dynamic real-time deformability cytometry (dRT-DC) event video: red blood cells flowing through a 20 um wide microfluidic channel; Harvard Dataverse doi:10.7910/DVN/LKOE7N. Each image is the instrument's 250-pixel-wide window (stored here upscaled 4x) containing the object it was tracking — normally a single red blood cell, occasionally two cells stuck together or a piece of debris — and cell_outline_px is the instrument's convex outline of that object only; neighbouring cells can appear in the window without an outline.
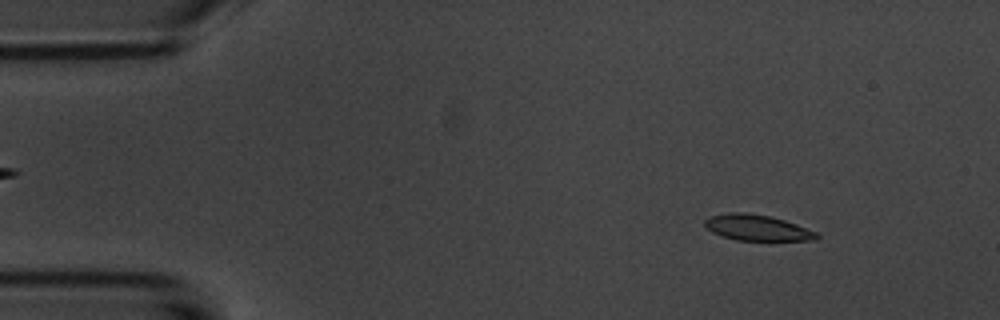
{"species": "common noctule bat (a hibernating species)", "species_latin": "Nyctalus noctula", "temperature_condition": "room temperature", "stored_images_in_passage": 54, "camera_frame_rate_fps": 3000, "um_per_image_px": 0.085, "animal": {"sex": "male", "body_mass_g": 20.1, "forearm_length_mm": 53.5}, "frame": {"image": 1, "passage_image": 6, "time_ms": 1.667, "image_size_px": [1000, 320], "cell_outline_px": [[820, 236], [816, 240], [736, 240], [720, 236], [712, 232], [704, 224], [704, 220], [708, 216], [728, 212], [744, 212], [768, 216], [784, 220], [796, 224], [816, 232]], "centroid_in_image_um": [64.31, 19.35], "position_along_channel_um": 20.7, "area_um2": 16.82}}
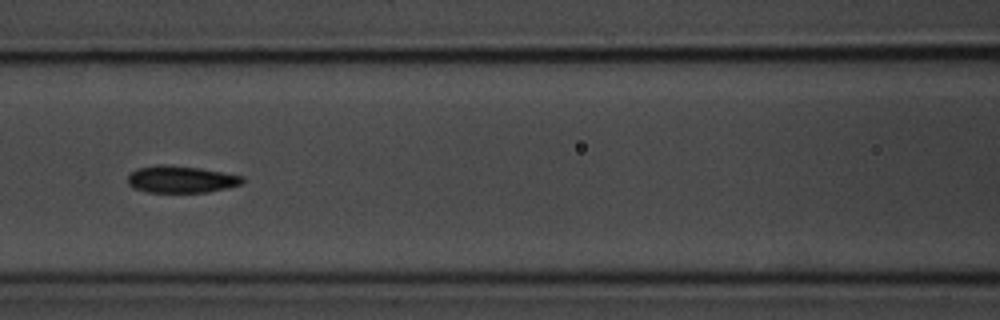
{"frame": {"image": 2, "passage_image": 23, "time_ms": 7.333, "image_size_px": [1000, 320], "cell_outline_px": [[244, 180], [240, 184], [208, 192], [148, 192], [132, 188], [128, 184], [128, 176], [136, 168], [156, 164], [164, 164], [200, 168], [244, 176]], "centroid_in_image_um": [15.34, 15.23], "position_along_channel_um": 151.3, "area_um2": 18.03}}
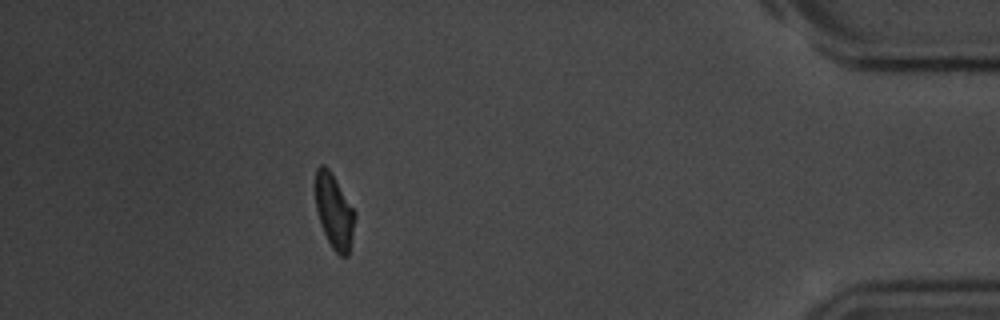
{"frame": {"image": 3, "passage_image": 48, "time_ms": 15.667, "image_size_px": [1000, 320], "cell_outline_px": [[356, 216], [348, 256], [340, 256], [332, 248], [320, 224], [316, 212], [316, 168], [320, 164], [324, 164], [328, 168], [356, 212]], "centroid_in_image_um": [28.4, 17.97], "position_along_channel_um": 406.8, "area_um2": 16.99}, "authors_computed_cell_mechanics": {"area_um2": 17.8313, "velocity_mm_per_s": 3.6922, "shape_relaxation_time_tau1_ms": 2.7832, "shape_relaxation_time_tau2_ms": 4.591, "deformation_change_tau1": 0.1352, "deformation_change_tau2": 0.0804}}